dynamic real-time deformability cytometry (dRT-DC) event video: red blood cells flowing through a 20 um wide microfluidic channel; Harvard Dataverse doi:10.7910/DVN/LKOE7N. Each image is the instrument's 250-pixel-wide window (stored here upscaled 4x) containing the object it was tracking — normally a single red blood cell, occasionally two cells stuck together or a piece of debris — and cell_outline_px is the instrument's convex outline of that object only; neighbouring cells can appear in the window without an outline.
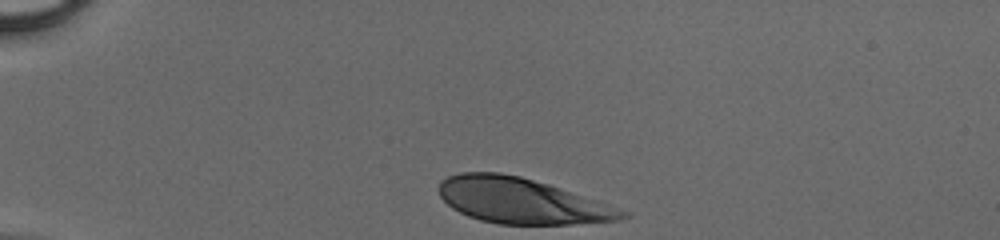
{"species": "human", "species_latin": "Homo sapiens", "temperature_condition": "cold", "stored_images_in_passage": 30, "camera_frame_rate_fps": 3000, "um_per_image_px": 0.085, "donor": {"sex": "male"}, "frame": {"image": 1, "passage_image": 1, "time_ms": 0.0, "image_size_px": [1000, 240], "cell_outline_px": [[632, 216], [620, 220], [572, 224], [500, 224], [480, 220], [468, 216], [452, 208], [440, 196], [436, 188], [440, 180], [448, 176], [460, 172], [500, 172], [520, 176], [548, 184], [596, 200], [628, 212]], "centroid_in_image_um": [44.29, 17.06], "position_along_channel_um": 40.7, "area_um2": 48.61}}
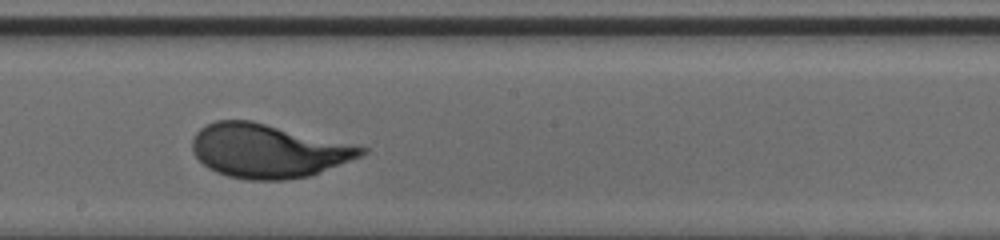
{"frame": {"image": 2, "passage_image": 18, "time_ms": 5.667, "image_size_px": [1000, 240], "cell_outline_px": [[368, 152], [360, 156], [308, 176], [288, 180], [248, 180], [228, 176], [216, 172], [208, 168], [192, 152], [192, 140], [196, 132], [200, 128], [216, 120], [252, 120], [352, 144], [368, 148]], "centroid_in_image_um": [22.74, 12.82], "position_along_channel_um": 225.5, "area_um2": 52.66}}
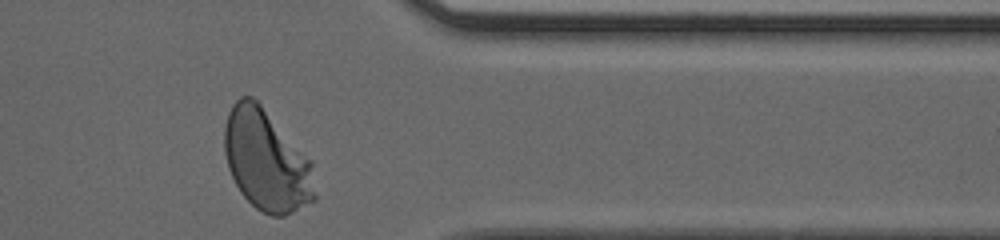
{"frame": {"image": 3, "passage_image": 30, "time_ms": 9.667, "image_size_px": [1000, 240], "cell_outline_px": [[316, 200], [284, 216], [272, 216], [256, 208], [240, 192], [228, 168], [224, 152], [224, 124], [228, 112], [232, 104], [240, 96], [252, 96], [260, 104], [312, 160], [316, 196]], "centroid_in_image_um": [22.65, 13.63], "position_along_channel_um": 388.8, "area_um2": 53.52}}